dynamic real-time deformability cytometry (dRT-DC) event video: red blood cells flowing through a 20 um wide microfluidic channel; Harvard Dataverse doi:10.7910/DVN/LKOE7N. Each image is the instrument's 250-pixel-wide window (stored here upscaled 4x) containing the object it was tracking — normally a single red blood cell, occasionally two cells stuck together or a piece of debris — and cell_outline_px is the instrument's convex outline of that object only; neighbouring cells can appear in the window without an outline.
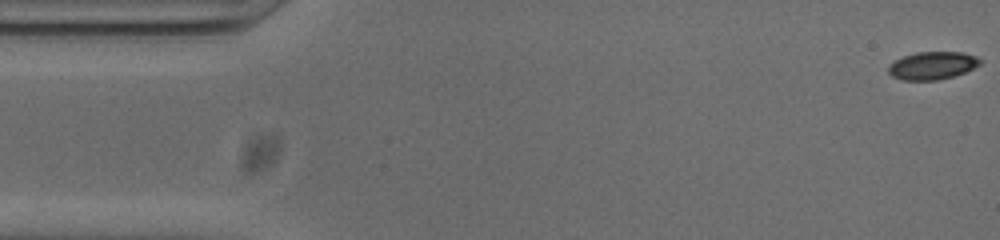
{"species": "common noctule bat (a hibernating species)", "species_latin": "Nyctalus noctula", "temperature_condition": "cold", "stored_images_in_passage": 13, "camera_frame_rate_fps": 3000, "um_per_image_px": 0.085, "animal": {"sex": "male", "body_mass_g": 20.0, "forearm_length_mm": 53.3}, "frame": {"image": 1, "passage_image": 1, "time_ms": 0.0, "image_size_px": [1000, 240], "cell_outline_px": [[984, 60], [980, 64], [964, 72], [952, 76], [936, 80], [900, 80], [892, 76], [888, 72], [888, 64], [904, 56], [916, 52], [964, 52], [976, 56]], "centroid_in_image_um": [79.24, 5.56], "position_along_channel_um": 5.8, "area_um2": 14.85}}